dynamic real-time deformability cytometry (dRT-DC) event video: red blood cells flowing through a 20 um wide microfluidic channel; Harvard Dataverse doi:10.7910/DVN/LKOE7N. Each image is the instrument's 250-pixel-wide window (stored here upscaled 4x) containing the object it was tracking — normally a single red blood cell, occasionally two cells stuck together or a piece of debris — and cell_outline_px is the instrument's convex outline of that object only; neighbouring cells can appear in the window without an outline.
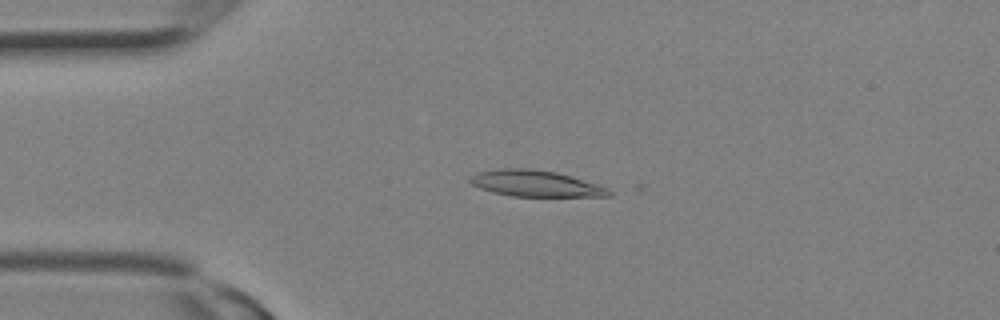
{"species": "Egyptian fruit bat (a non-hibernating species)", "species_latin": "Rousettus aegyptiacus", "temperature_condition": "room temperature", "stored_images_in_passage": 1, "camera_frame_rate_fps": 3000, "um_per_image_px": 0.085, "animal": {"sex": "female"}, "frame": {"image": 1, "passage_image": 1, "time_ms": 0.0, "image_size_px": [1000, 320], "cell_outline_px": [[612, 196], [512, 196], [492, 192], [480, 188], [472, 184], [468, 180], [468, 176], [476, 172], [504, 168], [528, 168], [556, 172], [596, 184], [608, 188], [612, 192]], "centroid_in_image_um": [45.46, 15.59], "position_along_channel_um": 39.5, "area_um2": 21.1}}